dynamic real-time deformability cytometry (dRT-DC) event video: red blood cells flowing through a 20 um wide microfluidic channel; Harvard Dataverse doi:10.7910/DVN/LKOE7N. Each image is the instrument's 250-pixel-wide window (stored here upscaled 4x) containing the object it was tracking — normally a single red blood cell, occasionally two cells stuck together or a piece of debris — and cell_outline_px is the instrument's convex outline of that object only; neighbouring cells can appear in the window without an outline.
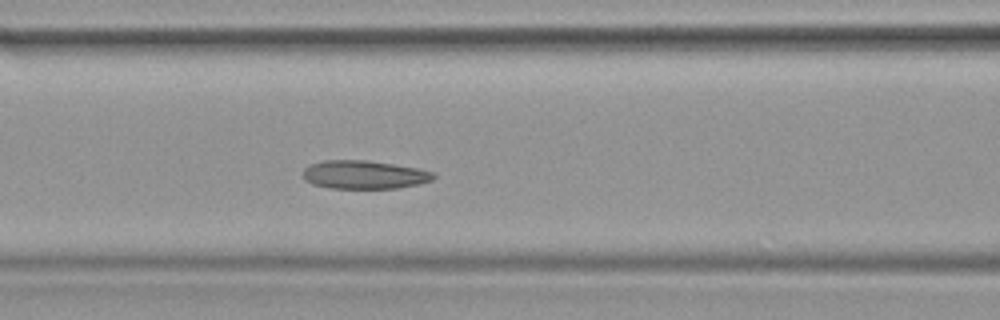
{"species": "common noctule bat (a hibernating species)", "species_latin": "Nyctalus noctula", "temperature_condition": "warm", "stored_images_in_passage": 24, "camera_frame_rate_fps": 3000, "um_per_image_px": 0.085, "animal": {"sex": "female", "body_mass_g": 19.9}, "frame": {"image": 1, "passage_image": 8, "time_ms": 2.333, "image_size_px": [1000, 320], "cell_outline_px": [[436, 176], [432, 180], [420, 184], [396, 188], [332, 188], [312, 184], [304, 180], [300, 172], [304, 168], [312, 164], [324, 160], [368, 160], [416, 168], [436, 172]], "centroid_in_image_um": [30.94, 14.85], "position_along_channel_um": 135.7, "area_um2": 21.73}}
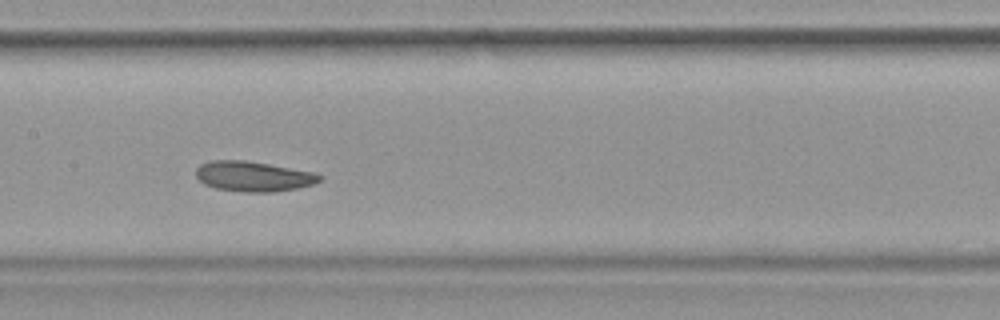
{"frame": {"image": 2, "passage_image": 11, "time_ms": 3.333, "image_size_px": [1000, 320], "cell_outline_px": [[324, 176], [320, 180], [312, 184], [296, 188], [272, 192], [248, 192], [216, 188], [204, 184], [196, 176], [196, 168], [200, 164], [208, 160], [244, 160], [316, 172]], "centroid_in_image_um": [21.53, 14.98], "position_along_channel_um": 185.9, "area_um2": 21.68}}